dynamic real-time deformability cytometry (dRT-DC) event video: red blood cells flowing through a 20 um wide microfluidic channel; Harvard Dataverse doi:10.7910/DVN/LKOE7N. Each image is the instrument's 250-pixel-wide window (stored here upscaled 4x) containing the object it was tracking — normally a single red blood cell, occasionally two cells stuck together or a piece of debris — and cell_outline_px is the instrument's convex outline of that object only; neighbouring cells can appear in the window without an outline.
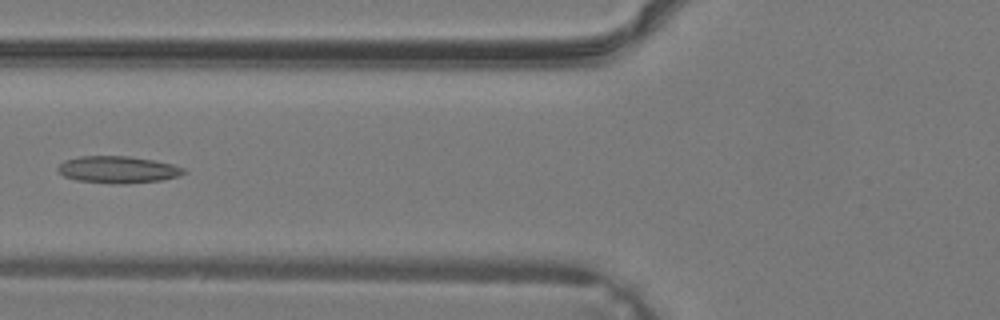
{"species": "common noctule bat (a hibernating species)", "species_latin": "Nyctalus noctula", "temperature_condition": "warm", "stored_images_in_passage": 25, "camera_frame_rate_fps": 3000, "um_per_image_px": 0.085, "animal": {"sex": "male", "body_mass_g": 19.2, "forearm_length_mm": 51.8}, "frame": {"image": 1, "passage_image": 6, "time_ms": 1.667, "image_size_px": [1000, 320], "cell_outline_px": [[188, 172], [180, 176], [160, 180], [124, 184], [116, 184], [76, 180], [64, 176], [56, 168], [64, 160], [80, 156], [128, 156], [152, 160], [172, 164], [184, 168]], "centroid_in_image_um": [10.03, 14.42], "position_along_channel_um": 115.8, "area_um2": 19.77}}
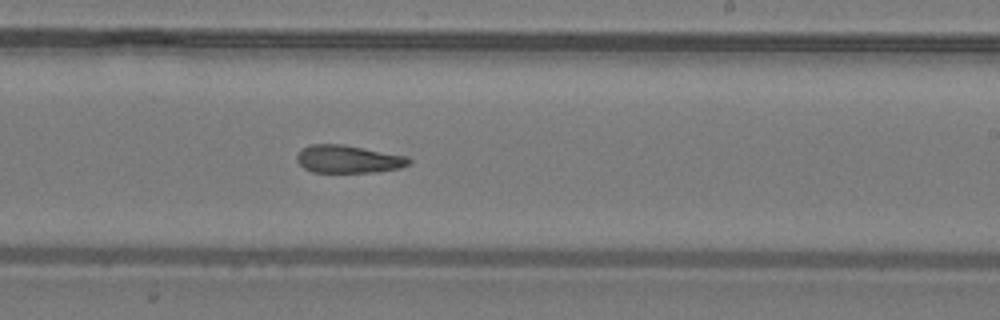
{"frame": {"image": 2, "passage_image": 14, "time_ms": 4.333, "image_size_px": [1000, 320], "cell_outline_px": [[412, 164], [400, 168], [376, 172], [312, 172], [304, 168], [296, 160], [296, 156], [304, 148], [312, 144], [340, 144], [408, 156], [412, 160]], "centroid_in_image_um": [29.65, 13.53], "position_along_channel_um": 259.4, "area_um2": 18.09}}
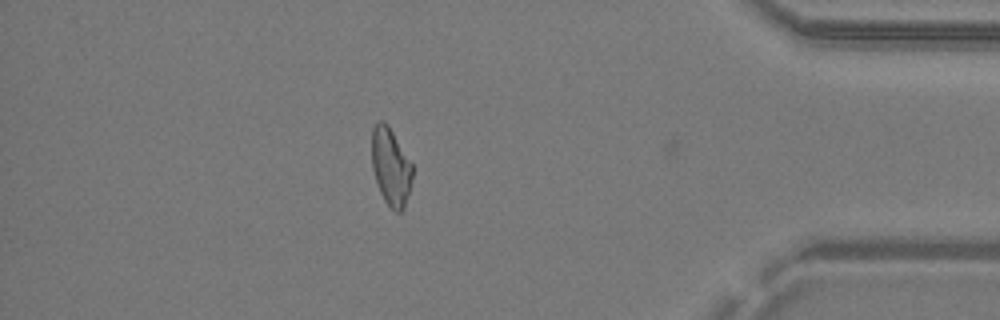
{"frame": {"image": 3, "passage_image": 24, "time_ms": 7.667, "image_size_px": [1000, 320], "cell_outline_px": [[412, 176], [404, 208], [400, 212], [396, 212], [384, 200], [380, 192], [372, 168], [372, 128], [380, 120], [384, 120], [388, 124], [412, 164]], "centroid_in_image_um": [33.2, 14.14], "position_along_channel_um": 402.0, "area_um2": 18.09}}